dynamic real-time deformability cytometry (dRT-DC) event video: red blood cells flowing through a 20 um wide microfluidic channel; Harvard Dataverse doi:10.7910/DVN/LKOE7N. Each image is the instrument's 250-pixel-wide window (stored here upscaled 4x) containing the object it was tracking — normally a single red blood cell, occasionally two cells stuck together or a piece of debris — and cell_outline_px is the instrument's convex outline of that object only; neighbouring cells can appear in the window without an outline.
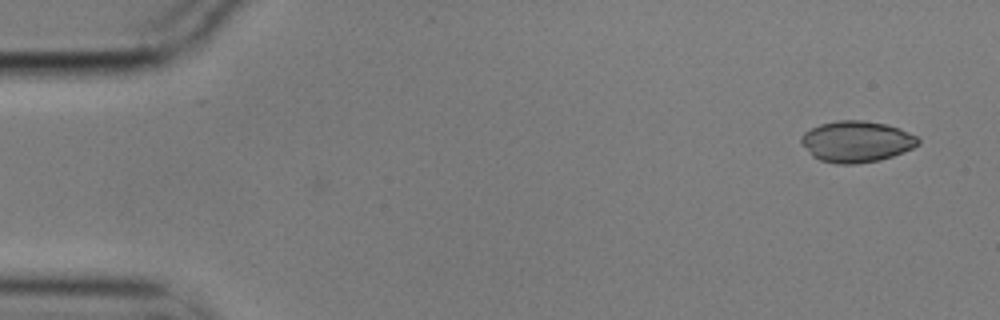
{"species": "common noctule bat (a hibernating species)", "species_latin": "Nyctalus noctula", "temperature_condition": "cold", "stored_images_in_passage": 2, "camera_frame_rate_fps": 3000, "um_per_image_px": 0.085, "animal": {"sex": "male", "body_mass_g": 17.9}, "frame": {"image": 1, "passage_image": 2, "time_ms": 0.333, "image_size_px": [1000, 320], "cell_outline_px": [[920, 144], [904, 152], [880, 160], [856, 164], [836, 164], [820, 160], [812, 156], [800, 140], [804, 132], [820, 124], [836, 120], [864, 120], [884, 124], [900, 128], [916, 136], [920, 140]], "centroid_in_image_um": [72.81, 12.03], "position_along_channel_um": 12.2, "area_um2": 28.09}}